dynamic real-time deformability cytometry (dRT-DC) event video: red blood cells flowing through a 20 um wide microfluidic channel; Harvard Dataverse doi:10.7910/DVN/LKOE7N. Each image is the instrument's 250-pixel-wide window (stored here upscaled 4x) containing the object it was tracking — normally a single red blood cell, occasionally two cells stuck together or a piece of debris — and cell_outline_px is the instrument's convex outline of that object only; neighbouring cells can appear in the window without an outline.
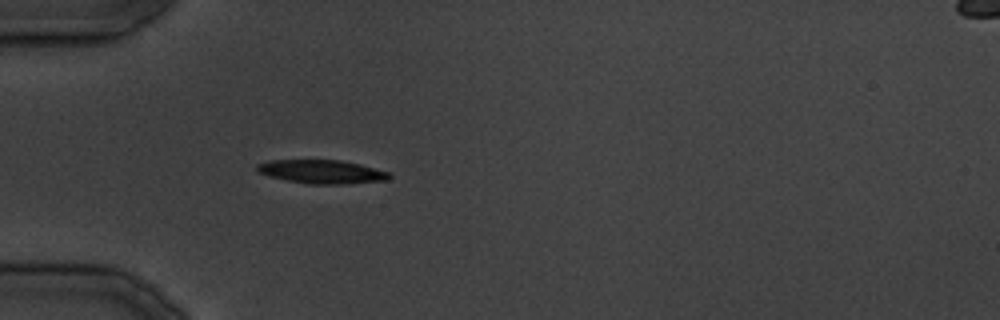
{"species": "common noctule bat (a hibernating species)", "species_latin": "Nyctalus noctula", "temperature_condition": "cold", "stored_images_in_passage": 24, "camera_frame_rate_fps": 3000, "um_per_image_px": 0.085, "animal": {"sex": "male", "body_mass_g": 19.5, "forearm_length_mm": 54.6}, "frame": {"image": 1, "passage_image": 1, "time_ms": 0.0, "image_size_px": [1000, 320], "cell_outline_px": [[392, 176], [388, 180], [340, 184], [308, 184], [268, 176], [260, 172], [256, 168], [256, 164], [268, 160], [340, 160], [360, 164], [388, 172]], "centroid_in_image_um": [27.34, 14.59], "position_along_channel_um": 57.7, "area_um2": 18.09}}
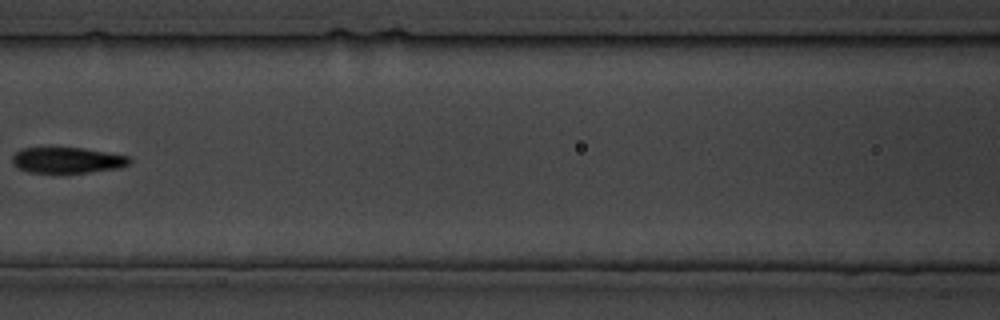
{"frame": {"image": 2, "passage_image": 7, "time_ms": 7.0, "image_size_px": [1000, 320], "cell_outline_px": [[132, 160], [128, 164], [120, 168], [88, 172], [28, 172], [16, 168], [12, 164], [12, 156], [20, 148], [84, 148], [108, 152], [128, 156]], "centroid_in_image_um": [5.7, 13.61], "position_along_channel_um": 160.9, "area_um2": 17.63}}
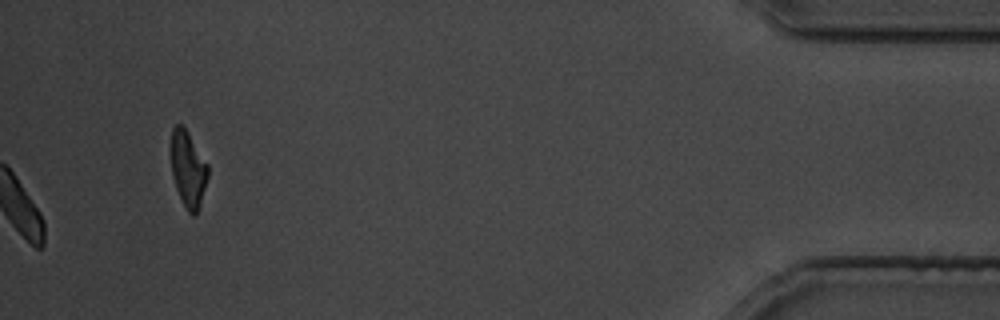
{"frame": {"image": 3, "passage_image": 24, "time_ms": 27.667, "image_size_px": [1000, 320], "cell_outline_px": [[208, 176], [200, 204], [196, 216], [192, 216], [188, 212], [176, 188], [172, 176], [172, 128], [176, 124], [184, 124], [208, 164]], "centroid_in_image_um": [16.0, 14.34], "position_along_channel_um": 419.2, "area_um2": 16.3}}